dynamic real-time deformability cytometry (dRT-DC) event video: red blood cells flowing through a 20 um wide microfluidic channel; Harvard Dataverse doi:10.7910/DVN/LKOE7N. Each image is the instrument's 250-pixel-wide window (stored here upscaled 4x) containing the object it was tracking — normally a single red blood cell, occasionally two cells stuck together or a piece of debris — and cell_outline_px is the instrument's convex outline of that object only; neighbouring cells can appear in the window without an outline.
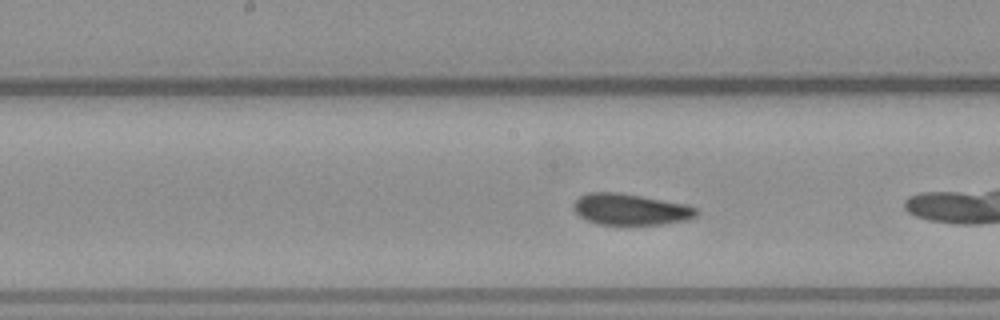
{"species": "common noctule bat (a hibernating species)", "species_latin": "Nyctalus noctula", "temperature_condition": "warm", "stored_images_in_passage": 13, "camera_frame_rate_fps": 3000, "um_per_image_px": 0.085, "animal": {"sex": "male", "body_mass_g": 23.1, "forearm_length_mm": 52.7}, "frame": {"image": 1, "passage_image": 10, "time_ms": 3.0, "image_size_px": [1000, 320], "cell_outline_px": [[700, 212], [696, 216], [684, 220], [660, 224], [600, 224], [588, 220], [580, 216], [576, 212], [572, 204], [580, 196], [588, 192], [616, 192], [640, 196], [684, 204], [696, 208]], "centroid_in_image_um": [53.57, 17.79], "position_along_channel_um": 194.6, "area_um2": 21.96}}